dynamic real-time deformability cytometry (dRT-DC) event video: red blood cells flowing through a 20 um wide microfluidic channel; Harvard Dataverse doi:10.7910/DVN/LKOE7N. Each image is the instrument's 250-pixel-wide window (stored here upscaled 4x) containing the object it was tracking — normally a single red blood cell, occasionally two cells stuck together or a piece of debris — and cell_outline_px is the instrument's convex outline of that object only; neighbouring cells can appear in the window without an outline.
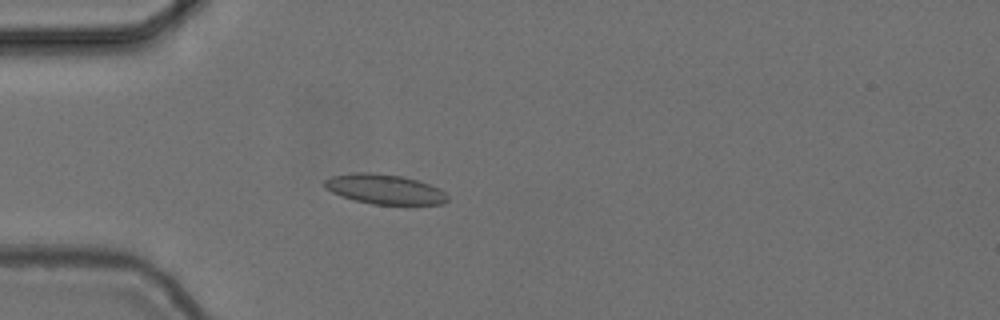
{"species": "common noctule bat (a hibernating species)", "species_latin": "Nyctalus noctula", "temperature_condition": "cold", "stored_images_in_passage": 56, "camera_frame_rate_fps": 3000, "um_per_image_px": 0.085, "animal": {"sex": "female", "body_mass_g": 24.6, "forearm_length_mm": 56.2}, "frame": {"image": 1, "passage_image": 17, "time_ms": 5.333, "image_size_px": [1000, 320], "cell_outline_px": [[448, 200], [444, 204], [372, 204], [340, 196], [324, 188], [324, 180], [332, 176], [352, 172], [368, 172], [400, 176], [416, 180], [440, 188], [448, 196]], "centroid_in_image_um": [32.67, 16.08], "position_along_channel_um": 52.3, "area_um2": 21.27}}
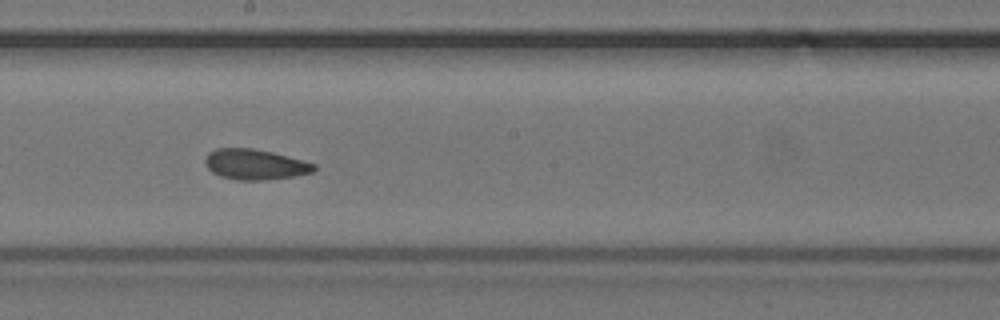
{"frame": {"image": 2, "passage_image": 32, "time_ms": 10.333, "image_size_px": [1000, 320], "cell_outline_px": [[316, 168], [312, 172], [292, 176], [264, 180], [236, 180], [220, 176], [212, 172], [208, 168], [204, 160], [208, 152], [216, 148], [252, 148], [272, 152], [316, 164]], "centroid_in_image_um": [21.64, 13.97], "position_along_channel_um": 226.6, "area_um2": 19.19}}
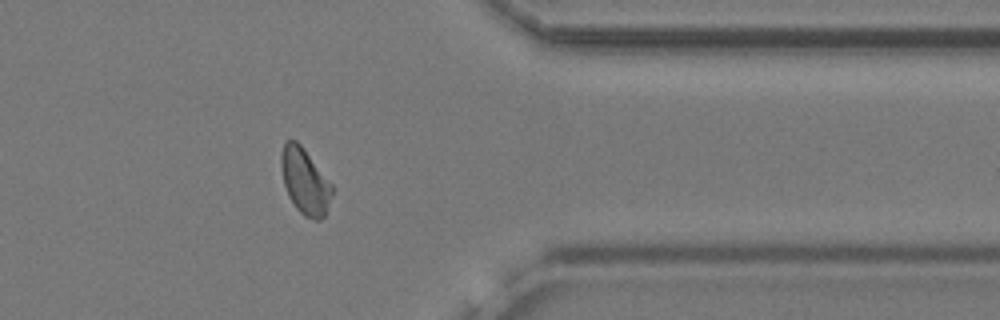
{"frame": {"image": 3, "passage_image": 46, "time_ms": 15.0, "image_size_px": [1000, 320], "cell_outline_px": [[336, 188], [324, 216], [320, 220], [316, 220], [304, 216], [296, 208], [288, 196], [284, 184], [280, 168], [280, 156], [284, 144], [288, 140], [296, 140], [300, 144]], "centroid_in_image_um": [25.94, 15.42], "position_along_channel_um": 385.5, "area_um2": 19.77}, "authors_computed_cell_mechanics": {"area_um2": 19.8543, "velocity_mm_per_s": 3.7016, "shape_relaxation_time_tau1_ms": 5.2728, "shape_relaxation_time_tau2_ms": 2.4994, "deformation_change_tau1": 0.1091, "deformation_change_tau2": 0.0871}}